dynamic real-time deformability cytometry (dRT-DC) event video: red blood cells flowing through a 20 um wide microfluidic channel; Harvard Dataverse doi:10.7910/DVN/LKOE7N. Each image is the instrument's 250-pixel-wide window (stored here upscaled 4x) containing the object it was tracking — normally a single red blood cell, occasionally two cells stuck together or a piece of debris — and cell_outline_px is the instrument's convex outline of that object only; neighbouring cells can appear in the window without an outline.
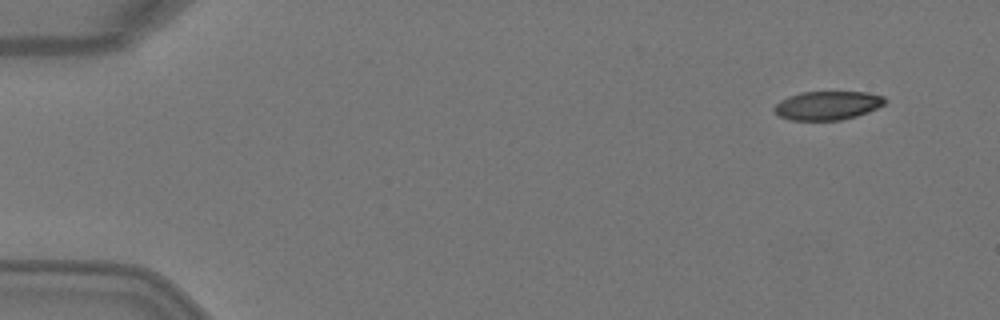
{"species": "Egyptian fruit bat (a non-hibernating species)", "species_latin": "Rousettus aegyptiacus", "temperature_condition": "warm", "stored_images_in_passage": 4, "camera_frame_rate_fps": 3000, "um_per_image_px": 0.085, "animal": {"sex": "female"}, "frame": {"image": 1, "passage_image": 1, "time_ms": 0.0, "image_size_px": [1000, 320], "cell_outline_px": [[888, 100], [884, 104], [868, 112], [856, 116], [840, 120], [788, 120], [780, 116], [772, 108], [780, 100], [788, 96], [800, 92], [868, 92], [884, 96]], "centroid_in_image_um": [70.34, 8.96], "position_along_channel_um": 14.7, "area_um2": 18.61}}
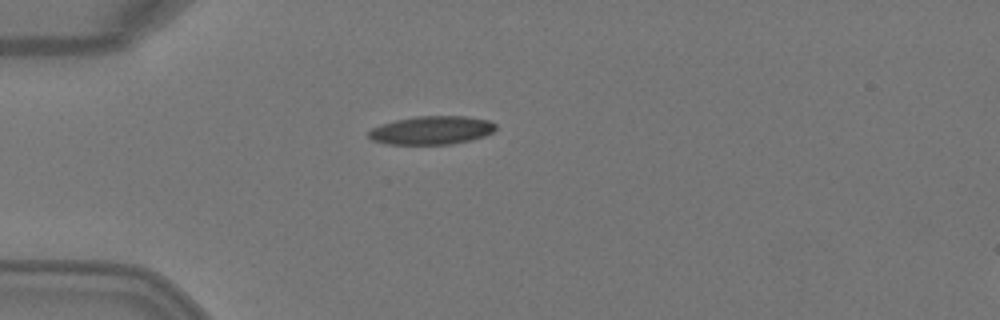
{"frame": {"image": 2, "passage_image": 4, "time_ms": 1.0, "image_size_px": [1000, 320], "cell_outline_px": [[496, 128], [492, 132], [484, 136], [472, 140], [452, 144], [388, 144], [372, 140], [368, 136], [368, 132], [372, 128], [396, 120], [416, 116], [468, 116], [488, 120], [496, 124]], "centroid_in_image_um": [36.72, 11.07], "position_along_channel_um": 48.3, "area_um2": 20.98}}